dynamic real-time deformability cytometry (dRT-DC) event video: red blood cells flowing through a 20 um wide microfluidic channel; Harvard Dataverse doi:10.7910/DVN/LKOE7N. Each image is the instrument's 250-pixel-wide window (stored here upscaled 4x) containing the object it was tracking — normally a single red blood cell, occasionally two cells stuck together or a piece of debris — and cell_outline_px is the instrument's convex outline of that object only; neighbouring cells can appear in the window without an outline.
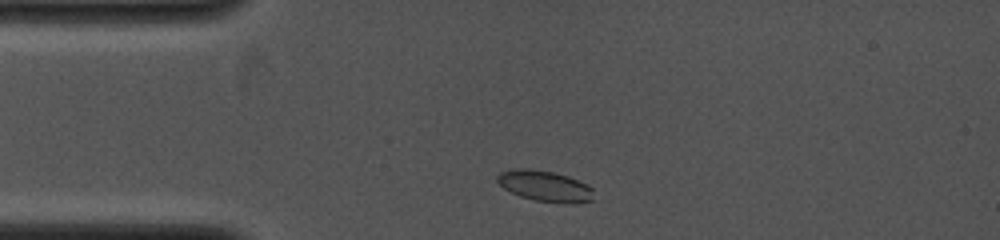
{"species": "common noctule bat (a hibernating species)", "species_latin": "Nyctalus noctula", "temperature_condition": "cold", "stored_images_in_passage": 8, "camera_frame_rate_fps": 4000, "um_per_image_px": 0.085, "animal": {"sex": "female", "body_mass_g": 19.0, "forearm_length_mm": 53.3}, "frame": {"image": 1, "passage_image": 2, "time_ms": 0.5, "image_size_px": [1000, 240], "cell_outline_px": [[592, 200], [536, 200], [520, 196], [504, 188], [496, 180], [496, 176], [500, 172], [516, 168], [528, 168], [552, 172], [568, 176], [588, 184], [592, 188]], "centroid_in_image_um": [46.22, 15.74], "position_along_channel_um": 38.8, "area_um2": 16.42}}
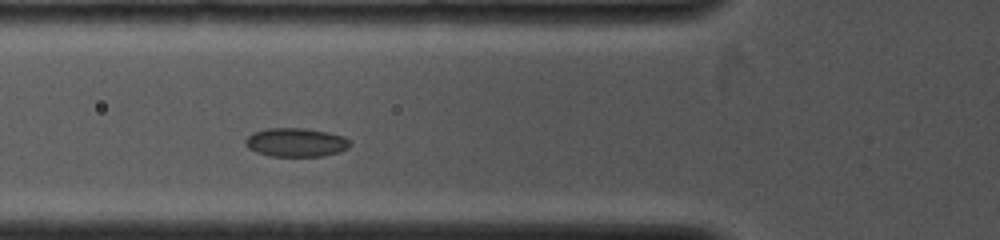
{"frame": {"image": 2, "passage_image": 5, "time_ms": 2.5, "image_size_px": [1000, 240], "cell_outline_px": [[352, 144], [348, 148], [340, 152], [320, 156], [268, 156], [256, 152], [248, 148], [244, 144], [244, 140], [252, 132], [268, 128], [304, 128], [328, 132], [344, 136]], "centroid_in_image_um": [25.14, 12.1], "position_along_channel_um": 100.7, "area_um2": 17.69}}
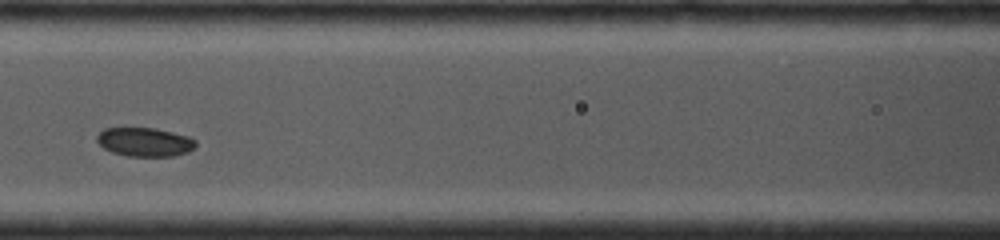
{"frame": {"image": 3, "passage_image": 7, "time_ms": 3.75, "image_size_px": [1000, 240], "cell_outline_px": [[196, 148], [188, 152], [172, 156], [128, 156], [112, 152], [104, 148], [96, 140], [96, 136], [104, 128], [156, 128], [188, 136], [196, 140]], "centroid_in_image_um": [12.32, 12.07], "position_along_channel_um": 154.3, "area_um2": 16.65}}